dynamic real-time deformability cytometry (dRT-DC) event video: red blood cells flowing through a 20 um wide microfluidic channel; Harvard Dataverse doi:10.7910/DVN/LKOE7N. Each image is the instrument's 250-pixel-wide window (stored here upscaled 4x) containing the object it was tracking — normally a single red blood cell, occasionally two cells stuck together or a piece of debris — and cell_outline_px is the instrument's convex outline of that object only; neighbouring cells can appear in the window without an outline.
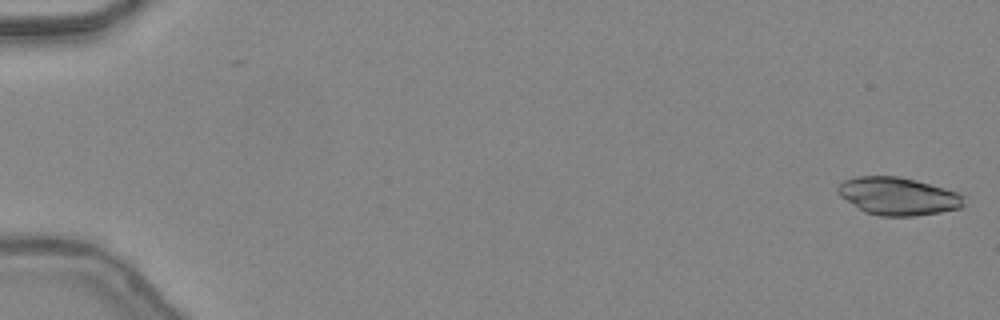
{"species": "common noctule bat (a hibernating species)", "species_latin": "Nyctalus noctula", "temperature_condition": "warm", "stored_images_in_passage": 16, "camera_frame_rate_fps": 3000, "um_per_image_px": 0.085, "animal": {"sex": "female", "body_mass_g": 24.6, "forearm_length_mm": 56.2}, "frame": {"image": 1, "passage_image": 1, "time_ms": 0.0, "image_size_px": [1000, 320], "cell_outline_px": [[964, 204], [960, 208], [940, 212], [916, 216], [880, 216], [864, 212], [840, 196], [836, 192], [836, 188], [844, 180], [856, 176], [900, 176], [916, 180], [944, 188], [956, 192], [964, 196]], "centroid_in_image_um": [76.31, 16.67], "position_along_channel_um": 8.7, "area_um2": 27.8}}